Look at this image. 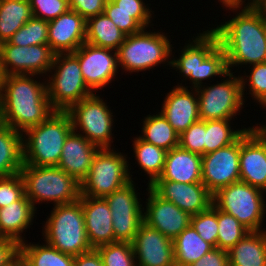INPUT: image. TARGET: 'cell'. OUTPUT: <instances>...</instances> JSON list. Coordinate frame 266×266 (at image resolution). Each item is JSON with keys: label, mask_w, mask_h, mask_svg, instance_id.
I'll use <instances>...</instances> for the list:
<instances>
[{"label": "cell", "mask_w": 266, "mask_h": 266, "mask_svg": "<svg viewBox=\"0 0 266 266\" xmlns=\"http://www.w3.org/2000/svg\"><path fill=\"white\" fill-rule=\"evenodd\" d=\"M226 11H233V18L216 28L219 45L226 53L229 72L242 65L251 66L266 62V27L256 6H225ZM241 9V11H240Z\"/></svg>", "instance_id": "cell-1"}, {"label": "cell", "mask_w": 266, "mask_h": 266, "mask_svg": "<svg viewBox=\"0 0 266 266\" xmlns=\"http://www.w3.org/2000/svg\"><path fill=\"white\" fill-rule=\"evenodd\" d=\"M39 77L26 74L1 76L0 123L23 134L55 111L47 95L46 78L40 82L36 79Z\"/></svg>", "instance_id": "cell-2"}, {"label": "cell", "mask_w": 266, "mask_h": 266, "mask_svg": "<svg viewBox=\"0 0 266 266\" xmlns=\"http://www.w3.org/2000/svg\"><path fill=\"white\" fill-rule=\"evenodd\" d=\"M72 131L70 115L66 111H54L45 121L22 134L23 164L56 167Z\"/></svg>", "instance_id": "cell-3"}, {"label": "cell", "mask_w": 266, "mask_h": 266, "mask_svg": "<svg viewBox=\"0 0 266 266\" xmlns=\"http://www.w3.org/2000/svg\"><path fill=\"white\" fill-rule=\"evenodd\" d=\"M42 227L43 241L62 253L77 256L92 248L89 243L80 199L53 206Z\"/></svg>", "instance_id": "cell-4"}, {"label": "cell", "mask_w": 266, "mask_h": 266, "mask_svg": "<svg viewBox=\"0 0 266 266\" xmlns=\"http://www.w3.org/2000/svg\"><path fill=\"white\" fill-rule=\"evenodd\" d=\"M25 195L37 210L36 204L52 202L69 204L80 199L81 184L59 167H39L23 164L20 171Z\"/></svg>", "instance_id": "cell-5"}, {"label": "cell", "mask_w": 266, "mask_h": 266, "mask_svg": "<svg viewBox=\"0 0 266 266\" xmlns=\"http://www.w3.org/2000/svg\"><path fill=\"white\" fill-rule=\"evenodd\" d=\"M165 32L147 31L128 35L117 50L118 65L121 70L133 73L147 71L163 64L171 67V53L174 49ZM165 64V65H164Z\"/></svg>", "instance_id": "cell-6"}, {"label": "cell", "mask_w": 266, "mask_h": 266, "mask_svg": "<svg viewBox=\"0 0 266 266\" xmlns=\"http://www.w3.org/2000/svg\"><path fill=\"white\" fill-rule=\"evenodd\" d=\"M48 74L47 95L55 111H67L72 105L93 94L85 83L79 60L72 53L55 54Z\"/></svg>", "instance_id": "cell-7"}, {"label": "cell", "mask_w": 266, "mask_h": 266, "mask_svg": "<svg viewBox=\"0 0 266 266\" xmlns=\"http://www.w3.org/2000/svg\"><path fill=\"white\" fill-rule=\"evenodd\" d=\"M114 148L97 151L88 176L81 183V197L104 198L133 181L128 155Z\"/></svg>", "instance_id": "cell-8"}, {"label": "cell", "mask_w": 266, "mask_h": 266, "mask_svg": "<svg viewBox=\"0 0 266 266\" xmlns=\"http://www.w3.org/2000/svg\"><path fill=\"white\" fill-rule=\"evenodd\" d=\"M265 192L238 181L222 187L213 194V204L221 211L235 217L249 231H264L266 217ZM263 225V226H262Z\"/></svg>", "instance_id": "cell-9"}, {"label": "cell", "mask_w": 266, "mask_h": 266, "mask_svg": "<svg viewBox=\"0 0 266 266\" xmlns=\"http://www.w3.org/2000/svg\"><path fill=\"white\" fill-rule=\"evenodd\" d=\"M111 111L107 102L93 93L72 105L66 112L70 115L73 131L79 132L95 146L104 149L111 148L114 142L112 126L115 119Z\"/></svg>", "instance_id": "cell-10"}, {"label": "cell", "mask_w": 266, "mask_h": 266, "mask_svg": "<svg viewBox=\"0 0 266 266\" xmlns=\"http://www.w3.org/2000/svg\"><path fill=\"white\" fill-rule=\"evenodd\" d=\"M237 76L234 72H228L221 81H216V84L213 83L211 86L204 84L196 88L200 120L237 118V114L239 115L245 108L241 78L240 75Z\"/></svg>", "instance_id": "cell-11"}, {"label": "cell", "mask_w": 266, "mask_h": 266, "mask_svg": "<svg viewBox=\"0 0 266 266\" xmlns=\"http://www.w3.org/2000/svg\"><path fill=\"white\" fill-rule=\"evenodd\" d=\"M135 187L133 180L104 197L112 214L114 242L133 243L137 231L144 222L143 204Z\"/></svg>", "instance_id": "cell-12"}, {"label": "cell", "mask_w": 266, "mask_h": 266, "mask_svg": "<svg viewBox=\"0 0 266 266\" xmlns=\"http://www.w3.org/2000/svg\"><path fill=\"white\" fill-rule=\"evenodd\" d=\"M55 54L48 44L16 46L9 41L2 42L0 74L1 76L39 75L45 78L53 65Z\"/></svg>", "instance_id": "cell-13"}, {"label": "cell", "mask_w": 266, "mask_h": 266, "mask_svg": "<svg viewBox=\"0 0 266 266\" xmlns=\"http://www.w3.org/2000/svg\"><path fill=\"white\" fill-rule=\"evenodd\" d=\"M72 54L79 60L85 83L93 93L115 81L120 71L116 50L85 42Z\"/></svg>", "instance_id": "cell-14"}, {"label": "cell", "mask_w": 266, "mask_h": 266, "mask_svg": "<svg viewBox=\"0 0 266 266\" xmlns=\"http://www.w3.org/2000/svg\"><path fill=\"white\" fill-rule=\"evenodd\" d=\"M240 181V137L231 145L202 156V183L215 194Z\"/></svg>", "instance_id": "cell-15"}, {"label": "cell", "mask_w": 266, "mask_h": 266, "mask_svg": "<svg viewBox=\"0 0 266 266\" xmlns=\"http://www.w3.org/2000/svg\"><path fill=\"white\" fill-rule=\"evenodd\" d=\"M146 191L148 198L146 205H143L144 223L174 240L191 224V215L162 199L149 186Z\"/></svg>", "instance_id": "cell-16"}, {"label": "cell", "mask_w": 266, "mask_h": 266, "mask_svg": "<svg viewBox=\"0 0 266 266\" xmlns=\"http://www.w3.org/2000/svg\"><path fill=\"white\" fill-rule=\"evenodd\" d=\"M240 181L266 193V137L254 127L240 136Z\"/></svg>", "instance_id": "cell-17"}, {"label": "cell", "mask_w": 266, "mask_h": 266, "mask_svg": "<svg viewBox=\"0 0 266 266\" xmlns=\"http://www.w3.org/2000/svg\"><path fill=\"white\" fill-rule=\"evenodd\" d=\"M149 187L162 199L172 202L191 216L213 204V194L203 183L154 181Z\"/></svg>", "instance_id": "cell-18"}, {"label": "cell", "mask_w": 266, "mask_h": 266, "mask_svg": "<svg viewBox=\"0 0 266 266\" xmlns=\"http://www.w3.org/2000/svg\"><path fill=\"white\" fill-rule=\"evenodd\" d=\"M137 266H176L173 240L142 223L133 241Z\"/></svg>", "instance_id": "cell-19"}, {"label": "cell", "mask_w": 266, "mask_h": 266, "mask_svg": "<svg viewBox=\"0 0 266 266\" xmlns=\"http://www.w3.org/2000/svg\"><path fill=\"white\" fill-rule=\"evenodd\" d=\"M162 102L160 113L178 135L199 121V103L196 89L174 86Z\"/></svg>", "instance_id": "cell-20"}, {"label": "cell", "mask_w": 266, "mask_h": 266, "mask_svg": "<svg viewBox=\"0 0 266 266\" xmlns=\"http://www.w3.org/2000/svg\"><path fill=\"white\" fill-rule=\"evenodd\" d=\"M86 39V20L73 10H68L48 22V45L57 53H73Z\"/></svg>", "instance_id": "cell-21"}, {"label": "cell", "mask_w": 266, "mask_h": 266, "mask_svg": "<svg viewBox=\"0 0 266 266\" xmlns=\"http://www.w3.org/2000/svg\"><path fill=\"white\" fill-rule=\"evenodd\" d=\"M99 149L84 136L72 131L65 140L57 167L81 184L88 176Z\"/></svg>", "instance_id": "cell-22"}, {"label": "cell", "mask_w": 266, "mask_h": 266, "mask_svg": "<svg viewBox=\"0 0 266 266\" xmlns=\"http://www.w3.org/2000/svg\"><path fill=\"white\" fill-rule=\"evenodd\" d=\"M85 228L92 248L114 243L112 214L104 198L81 197Z\"/></svg>", "instance_id": "cell-23"}, {"label": "cell", "mask_w": 266, "mask_h": 266, "mask_svg": "<svg viewBox=\"0 0 266 266\" xmlns=\"http://www.w3.org/2000/svg\"><path fill=\"white\" fill-rule=\"evenodd\" d=\"M228 72L226 53L219 45L217 34L210 27L198 33L196 88L202 86L203 81L216 78V76L223 77Z\"/></svg>", "instance_id": "cell-24"}, {"label": "cell", "mask_w": 266, "mask_h": 266, "mask_svg": "<svg viewBox=\"0 0 266 266\" xmlns=\"http://www.w3.org/2000/svg\"><path fill=\"white\" fill-rule=\"evenodd\" d=\"M155 181L202 183V156L177 146L167 152L162 174Z\"/></svg>", "instance_id": "cell-25"}, {"label": "cell", "mask_w": 266, "mask_h": 266, "mask_svg": "<svg viewBox=\"0 0 266 266\" xmlns=\"http://www.w3.org/2000/svg\"><path fill=\"white\" fill-rule=\"evenodd\" d=\"M37 210L24 195L20 200L0 208V237L13 239L18 244L25 241L22 234L33 225Z\"/></svg>", "instance_id": "cell-26"}, {"label": "cell", "mask_w": 266, "mask_h": 266, "mask_svg": "<svg viewBox=\"0 0 266 266\" xmlns=\"http://www.w3.org/2000/svg\"><path fill=\"white\" fill-rule=\"evenodd\" d=\"M229 266H266V230L250 231L229 251Z\"/></svg>", "instance_id": "cell-27"}, {"label": "cell", "mask_w": 266, "mask_h": 266, "mask_svg": "<svg viewBox=\"0 0 266 266\" xmlns=\"http://www.w3.org/2000/svg\"><path fill=\"white\" fill-rule=\"evenodd\" d=\"M22 166V133L0 123V177L20 173Z\"/></svg>", "instance_id": "cell-28"}, {"label": "cell", "mask_w": 266, "mask_h": 266, "mask_svg": "<svg viewBox=\"0 0 266 266\" xmlns=\"http://www.w3.org/2000/svg\"><path fill=\"white\" fill-rule=\"evenodd\" d=\"M126 35L104 13L86 21L85 42L103 48L118 50Z\"/></svg>", "instance_id": "cell-29"}, {"label": "cell", "mask_w": 266, "mask_h": 266, "mask_svg": "<svg viewBox=\"0 0 266 266\" xmlns=\"http://www.w3.org/2000/svg\"><path fill=\"white\" fill-rule=\"evenodd\" d=\"M156 113L153 115L148 114L142 119V134L138 137L147 143L170 151L179 146V135L159 110Z\"/></svg>", "instance_id": "cell-30"}, {"label": "cell", "mask_w": 266, "mask_h": 266, "mask_svg": "<svg viewBox=\"0 0 266 266\" xmlns=\"http://www.w3.org/2000/svg\"><path fill=\"white\" fill-rule=\"evenodd\" d=\"M173 246L176 266H189L214 248L191 224L173 240Z\"/></svg>", "instance_id": "cell-31"}, {"label": "cell", "mask_w": 266, "mask_h": 266, "mask_svg": "<svg viewBox=\"0 0 266 266\" xmlns=\"http://www.w3.org/2000/svg\"><path fill=\"white\" fill-rule=\"evenodd\" d=\"M25 240L19 244V253L26 266H74V256L62 253L48 243H28Z\"/></svg>", "instance_id": "cell-32"}, {"label": "cell", "mask_w": 266, "mask_h": 266, "mask_svg": "<svg viewBox=\"0 0 266 266\" xmlns=\"http://www.w3.org/2000/svg\"><path fill=\"white\" fill-rule=\"evenodd\" d=\"M32 16L29 0H0V43L8 41Z\"/></svg>", "instance_id": "cell-33"}, {"label": "cell", "mask_w": 266, "mask_h": 266, "mask_svg": "<svg viewBox=\"0 0 266 266\" xmlns=\"http://www.w3.org/2000/svg\"><path fill=\"white\" fill-rule=\"evenodd\" d=\"M133 139V157L138 167L148 175L147 186H150L162 174L168 151L141 140L138 135Z\"/></svg>", "instance_id": "cell-34"}, {"label": "cell", "mask_w": 266, "mask_h": 266, "mask_svg": "<svg viewBox=\"0 0 266 266\" xmlns=\"http://www.w3.org/2000/svg\"><path fill=\"white\" fill-rule=\"evenodd\" d=\"M233 119L223 120H206L205 121V143L204 155L217 149L224 148L234 143L247 129L252 126L242 129L234 127L231 123ZM233 127V128H232Z\"/></svg>", "instance_id": "cell-35"}, {"label": "cell", "mask_w": 266, "mask_h": 266, "mask_svg": "<svg viewBox=\"0 0 266 266\" xmlns=\"http://www.w3.org/2000/svg\"><path fill=\"white\" fill-rule=\"evenodd\" d=\"M194 38V39H193ZM189 39L187 43L185 42L184 47L180 46V55L174 58V54L171 53V69H176L179 76L183 77V80L187 81L189 79L191 86H187L178 82L177 86L196 89V76L198 69V33L197 36H193ZM187 79V80H186ZM180 84V85H179Z\"/></svg>", "instance_id": "cell-36"}, {"label": "cell", "mask_w": 266, "mask_h": 266, "mask_svg": "<svg viewBox=\"0 0 266 266\" xmlns=\"http://www.w3.org/2000/svg\"><path fill=\"white\" fill-rule=\"evenodd\" d=\"M103 13L109 17L126 36L138 33L144 28L154 26L152 23L153 12L113 11V2L111 0H107Z\"/></svg>", "instance_id": "cell-37"}, {"label": "cell", "mask_w": 266, "mask_h": 266, "mask_svg": "<svg viewBox=\"0 0 266 266\" xmlns=\"http://www.w3.org/2000/svg\"><path fill=\"white\" fill-rule=\"evenodd\" d=\"M218 236L217 248L229 251L248 232L235 217L217 208Z\"/></svg>", "instance_id": "cell-38"}, {"label": "cell", "mask_w": 266, "mask_h": 266, "mask_svg": "<svg viewBox=\"0 0 266 266\" xmlns=\"http://www.w3.org/2000/svg\"><path fill=\"white\" fill-rule=\"evenodd\" d=\"M8 41L16 46L48 44V21L32 16Z\"/></svg>", "instance_id": "cell-39"}, {"label": "cell", "mask_w": 266, "mask_h": 266, "mask_svg": "<svg viewBox=\"0 0 266 266\" xmlns=\"http://www.w3.org/2000/svg\"><path fill=\"white\" fill-rule=\"evenodd\" d=\"M252 67L249 68L251 70L249 75L247 73L243 72L240 74L241 78V85H242V96L245 101L244 95H251L252 100H254L256 103L261 105V107L266 103V62L265 63H259L251 65ZM248 87H246L247 85ZM246 88V89H245ZM247 88H249L247 90ZM246 91V94H245ZM247 91L249 93H247Z\"/></svg>", "instance_id": "cell-40"}, {"label": "cell", "mask_w": 266, "mask_h": 266, "mask_svg": "<svg viewBox=\"0 0 266 266\" xmlns=\"http://www.w3.org/2000/svg\"><path fill=\"white\" fill-rule=\"evenodd\" d=\"M104 266H137L133 244L114 242L96 248Z\"/></svg>", "instance_id": "cell-41"}, {"label": "cell", "mask_w": 266, "mask_h": 266, "mask_svg": "<svg viewBox=\"0 0 266 266\" xmlns=\"http://www.w3.org/2000/svg\"><path fill=\"white\" fill-rule=\"evenodd\" d=\"M191 225L204 241L217 248L218 222L217 207L212 204L208 209L192 215Z\"/></svg>", "instance_id": "cell-42"}, {"label": "cell", "mask_w": 266, "mask_h": 266, "mask_svg": "<svg viewBox=\"0 0 266 266\" xmlns=\"http://www.w3.org/2000/svg\"><path fill=\"white\" fill-rule=\"evenodd\" d=\"M25 195V184L20 173L0 177V208L6 207Z\"/></svg>", "instance_id": "cell-43"}, {"label": "cell", "mask_w": 266, "mask_h": 266, "mask_svg": "<svg viewBox=\"0 0 266 266\" xmlns=\"http://www.w3.org/2000/svg\"><path fill=\"white\" fill-rule=\"evenodd\" d=\"M32 15L45 21H51L69 10L68 0H29Z\"/></svg>", "instance_id": "cell-44"}, {"label": "cell", "mask_w": 266, "mask_h": 266, "mask_svg": "<svg viewBox=\"0 0 266 266\" xmlns=\"http://www.w3.org/2000/svg\"><path fill=\"white\" fill-rule=\"evenodd\" d=\"M205 121L199 120L179 135V146L192 153L204 155Z\"/></svg>", "instance_id": "cell-45"}, {"label": "cell", "mask_w": 266, "mask_h": 266, "mask_svg": "<svg viewBox=\"0 0 266 266\" xmlns=\"http://www.w3.org/2000/svg\"><path fill=\"white\" fill-rule=\"evenodd\" d=\"M69 9L77 12L86 21L96 15L102 14L107 0H68Z\"/></svg>", "instance_id": "cell-46"}, {"label": "cell", "mask_w": 266, "mask_h": 266, "mask_svg": "<svg viewBox=\"0 0 266 266\" xmlns=\"http://www.w3.org/2000/svg\"><path fill=\"white\" fill-rule=\"evenodd\" d=\"M189 266H229L228 251L213 248Z\"/></svg>", "instance_id": "cell-47"}, {"label": "cell", "mask_w": 266, "mask_h": 266, "mask_svg": "<svg viewBox=\"0 0 266 266\" xmlns=\"http://www.w3.org/2000/svg\"><path fill=\"white\" fill-rule=\"evenodd\" d=\"M113 2V11L124 12H154L151 3L146 4L144 0H111Z\"/></svg>", "instance_id": "cell-48"}, {"label": "cell", "mask_w": 266, "mask_h": 266, "mask_svg": "<svg viewBox=\"0 0 266 266\" xmlns=\"http://www.w3.org/2000/svg\"><path fill=\"white\" fill-rule=\"evenodd\" d=\"M19 253V244L13 239L0 237V266L6 265Z\"/></svg>", "instance_id": "cell-49"}, {"label": "cell", "mask_w": 266, "mask_h": 266, "mask_svg": "<svg viewBox=\"0 0 266 266\" xmlns=\"http://www.w3.org/2000/svg\"><path fill=\"white\" fill-rule=\"evenodd\" d=\"M74 266H104V265L99 252L97 251V249L93 248L90 251L74 256Z\"/></svg>", "instance_id": "cell-50"}, {"label": "cell", "mask_w": 266, "mask_h": 266, "mask_svg": "<svg viewBox=\"0 0 266 266\" xmlns=\"http://www.w3.org/2000/svg\"><path fill=\"white\" fill-rule=\"evenodd\" d=\"M4 266H26L25 260L20 253H18L10 262Z\"/></svg>", "instance_id": "cell-51"}, {"label": "cell", "mask_w": 266, "mask_h": 266, "mask_svg": "<svg viewBox=\"0 0 266 266\" xmlns=\"http://www.w3.org/2000/svg\"><path fill=\"white\" fill-rule=\"evenodd\" d=\"M219 4H222V8L225 6L241 5V0H218Z\"/></svg>", "instance_id": "cell-52"}, {"label": "cell", "mask_w": 266, "mask_h": 266, "mask_svg": "<svg viewBox=\"0 0 266 266\" xmlns=\"http://www.w3.org/2000/svg\"><path fill=\"white\" fill-rule=\"evenodd\" d=\"M263 109H266V103L263 105V107H262ZM259 125V126H258ZM253 127L260 133V134H262L263 136H265L266 137V124L265 125H263V124H261L260 125V122H259V124L257 123L256 125H253Z\"/></svg>", "instance_id": "cell-53"}, {"label": "cell", "mask_w": 266, "mask_h": 266, "mask_svg": "<svg viewBox=\"0 0 266 266\" xmlns=\"http://www.w3.org/2000/svg\"><path fill=\"white\" fill-rule=\"evenodd\" d=\"M248 1V2H245ZM263 0H241L242 6H256L258 3H261Z\"/></svg>", "instance_id": "cell-54"}, {"label": "cell", "mask_w": 266, "mask_h": 266, "mask_svg": "<svg viewBox=\"0 0 266 266\" xmlns=\"http://www.w3.org/2000/svg\"><path fill=\"white\" fill-rule=\"evenodd\" d=\"M257 8H258V10L261 13V16L263 18V21H264V24H265V27H266V7H257Z\"/></svg>", "instance_id": "cell-55"}, {"label": "cell", "mask_w": 266, "mask_h": 266, "mask_svg": "<svg viewBox=\"0 0 266 266\" xmlns=\"http://www.w3.org/2000/svg\"><path fill=\"white\" fill-rule=\"evenodd\" d=\"M256 7H266V0H263L261 3H258Z\"/></svg>", "instance_id": "cell-56"}]
</instances>
